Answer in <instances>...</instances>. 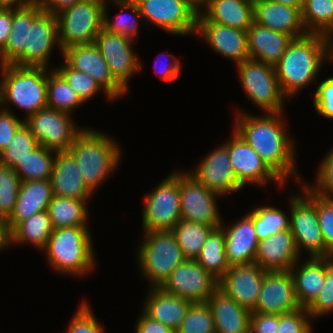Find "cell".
I'll use <instances>...</instances> for the list:
<instances>
[{
	"mask_svg": "<svg viewBox=\"0 0 333 333\" xmlns=\"http://www.w3.org/2000/svg\"><path fill=\"white\" fill-rule=\"evenodd\" d=\"M59 45L58 21L55 14L43 11L40 3L13 9L11 33L0 51V66L46 67L53 48Z\"/></svg>",
	"mask_w": 333,
	"mask_h": 333,
	"instance_id": "6da1fadb",
	"label": "cell"
},
{
	"mask_svg": "<svg viewBox=\"0 0 333 333\" xmlns=\"http://www.w3.org/2000/svg\"><path fill=\"white\" fill-rule=\"evenodd\" d=\"M233 129L254 149L267 165L285 182L295 177L302 184L297 171L296 140L289 136L283 113L253 115L239 109L235 112ZM296 158V159H295ZM292 175V176H290ZM301 182V183H300Z\"/></svg>",
	"mask_w": 333,
	"mask_h": 333,
	"instance_id": "7a4b0ae2",
	"label": "cell"
},
{
	"mask_svg": "<svg viewBox=\"0 0 333 333\" xmlns=\"http://www.w3.org/2000/svg\"><path fill=\"white\" fill-rule=\"evenodd\" d=\"M332 60L331 38L311 34L293 39L274 66L280 89L288 99L306 88L319 74L324 61ZM312 82V83H311Z\"/></svg>",
	"mask_w": 333,
	"mask_h": 333,
	"instance_id": "3957f363",
	"label": "cell"
},
{
	"mask_svg": "<svg viewBox=\"0 0 333 333\" xmlns=\"http://www.w3.org/2000/svg\"><path fill=\"white\" fill-rule=\"evenodd\" d=\"M120 144L109 134L83 128L68 149L78 164L87 187L95 193L107 177L117 170L121 162Z\"/></svg>",
	"mask_w": 333,
	"mask_h": 333,
	"instance_id": "277c9868",
	"label": "cell"
},
{
	"mask_svg": "<svg viewBox=\"0 0 333 333\" xmlns=\"http://www.w3.org/2000/svg\"><path fill=\"white\" fill-rule=\"evenodd\" d=\"M92 239L89 226L54 229L43 252L55 272L86 277L96 268Z\"/></svg>",
	"mask_w": 333,
	"mask_h": 333,
	"instance_id": "5b68a950",
	"label": "cell"
},
{
	"mask_svg": "<svg viewBox=\"0 0 333 333\" xmlns=\"http://www.w3.org/2000/svg\"><path fill=\"white\" fill-rule=\"evenodd\" d=\"M0 106L9 110V104L25 110L24 120L47 107L48 68L0 66ZM9 103V104H8Z\"/></svg>",
	"mask_w": 333,
	"mask_h": 333,
	"instance_id": "8992f818",
	"label": "cell"
},
{
	"mask_svg": "<svg viewBox=\"0 0 333 333\" xmlns=\"http://www.w3.org/2000/svg\"><path fill=\"white\" fill-rule=\"evenodd\" d=\"M137 248L138 268L150 282L149 288H160L172 271L186 258L172 231H143Z\"/></svg>",
	"mask_w": 333,
	"mask_h": 333,
	"instance_id": "52a82bcc",
	"label": "cell"
},
{
	"mask_svg": "<svg viewBox=\"0 0 333 333\" xmlns=\"http://www.w3.org/2000/svg\"><path fill=\"white\" fill-rule=\"evenodd\" d=\"M106 0H82L58 13L59 51L74 45L95 43L103 29V6Z\"/></svg>",
	"mask_w": 333,
	"mask_h": 333,
	"instance_id": "ba28073f",
	"label": "cell"
},
{
	"mask_svg": "<svg viewBox=\"0 0 333 333\" xmlns=\"http://www.w3.org/2000/svg\"><path fill=\"white\" fill-rule=\"evenodd\" d=\"M301 189L302 195L293 193L289 203L290 231L294 236L298 253L302 256L301 252L305 250L309 257H331L326 252L322 231L319 227L316 194L304 184L301 185Z\"/></svg>",
	"mask_w": 333,
	"mask_h": 333,
	"instance_id": "9c48e42d",
	"label": "cell"
},
{
	"mask_svg": "<svg viewBox=\"0 0 333 333\" xmlns=\"http://www.w3.org/2000/svg\"><path fill=\"white\" fill-rule=\"evenodd\" d=\"M236 66L247 100L256 104L263 113L285 112L287 98L280 89L273 65L249 58Z\"/></svg>",
	"mask_w": 333,
	"mask_h": 333,
	"instance_id": "30bf717a",
	"label": "cell"
},
{
	"mask_svg": "<svg viewBox=\"0 0 333 333\" xmlns=\"http://www.w3.org/2000/svg\"><path fill=\"white\" fill-rule=\"evenodd\" d=\"M146 194L142 209L143 231H172L181 220L179 171H173Z\"/></svg>",
	"mask_w": 333,
	"mask_h": 333,
	"instance_id": "8fae6325",
	"label": "cell"
},
{
	"mask_svg": "<svg viewBox=\"0 0 333 333\" xmlns=\"http://www.w3.org/2000/svg\"><path fill=\"white\" fill-rule=\"evenodd\" d=\"M71 116L68 112L45 107L25 119L24 123L39 145L55 152H68L77 135L83 130Z\"/></svg>",
	"mask_w": 333,
	"mask_h": 333,
	"instance_id": "7c38bea8",
	"label": "cell"
},
{
	"mask_svg": "<svg viewBox=\"0 0 333 333\" xmlns=\"http://www.w3.org/2000/svg\"><path fill=\"white\" fill-rule=\"evenodd\" d=\"M134 1L145 24L156 25L173 35H196L198 14L189 5L188 0Z\"/></svg>",
	"mask_w": 333,
	"mask_h": 333,
	"instance_id": "4fadbf2b",
	"label": "cell"
},
{
	"mask_svg": "<svg viewBox=\"0 0 333 333\" xmlns=\"http://www.w3.org/2000/svg\"><path fill=\"white\" fill-rule=\"evenodd\" d=\"M181 220H188L220 228L224 220L220 216L217 198L221 195L207 189L189 172L179 171Z\"/></svg>",
	"mask_w": 333,
	"mask_h": 333,
	"instance_id": "5bb4252c",
	"label": "cell"
},
{
	"mask_svg": "<svg viewBox=\"0 0 333 333\" xmlns=\"http://www.w3.org/2000/svg\"><path fill=\"white\" fill-rule=\"evenodd\" d=\"M230 136L224 144L228 149L232 170L242 188L246 184L264 187L269 182H275L282 189L286 186L285 182L234 129Z\"/></svg>",
	"mask_w": 333,
	"mask_h": 333,
	"instance_id": "9a60e30c",
	"label": "cell"
},
{
	"mask_svg": "<svg viewBox=\"0 0 333 333\" xmlns=\"http://www.w3.org/2000/svg\"><path fill=\"white\" fill-rule=\"evenodd\" d=\"M218 282L195 260L186 259L172 271L160 288L192 303H207L218 288Z\"/></svg>",
	"mask_w": 333,
	"mask_h": 333,
	"instance_id": "2e32d148",
	"label": "cell"
},
{
	"mask_svg": "<svg viewBox=\"0 0 333 333\" xmlns=\"http://www.w3.org/2000/svg\"><path fill=\"white\" fill-rule=\"evenodd\" d=\"M134 40L108 32L97 34L95 44L109 66L113 78L128 92V81L142 70V63L132 48Z\"/></svg>",
	"mask_w": 333,
	"mask_h": 333,
	"instance_id": "e0dca14e",
	"label": "cell"
},
{
	"mask_svg": "<svg viewBox=\"0 0 333 333\" xmlns=\"http://www.w3.org/2000/svg\"><path fill=\"white\" fill-rule=\"evenodd\" d=\"M62 56L71 68L88 74L98 82L114 100L128 93L113 78L108 64L95 43L67 47L62 51Z\"/></svg>",
	"mask_w": 333,
	"mask_h": 333,
	"instance_id": "ac0fdd59",
	"label": "cell"
},
{
	"mask_svg": "<svg viewBox=\"0 0 333 333\" xmlns=\"http://www.w3.org/2000/svg\"><path fill=\"white\" fill-rule=\"evenodd\" d=\"M196 166L188 172L207 189L222 197L242 189L232 170L228 149L224 143L210 151Z\"/></svg>",
	"mask_w": 333,
	"mask_h": 333,
	"instance_id": "d6986e66",
	"label": "cell"
},
{
	"mask_svg": "<svg viewBox=\"0 0 333 333\" xmlns=\"http://www.w3.org/2000/svg\"><path fill=\"white\" fill-rule=\"evenodd\" d=\"M301 308L289 270L266 271L256 308L252 313L285 314Z\"/></svg>",
	"mask_w": 333,
	"mask_h": 333,
	"instance_id": "ffe728a7",
	"label": "cell"
},
{
	"mask_svg": "<svg viewBox=\"0 0 333 333\" xmlns=\"http://www.w3.org/2000/svg\"><path fill=\"white\" fill-rule=\"evenodd\" d=\"M266 271L256 262L230 266L218 287L241 307L253 312L260 295Z\"/></svg>",
	"mask_w": 333,
	"mask_h": 333,
	"instance_id": "44dd1931",
	"label": "cell"
},
{
	"mask_svg": "<svg viewBox=\"0 0 333 333\" xmlns=\"http://www.w3.org/2000/svg\"><path fill=\"white\" fill-rule=\"evenodd\" d=\"M196 35L200 36L218 55L237 64L250 58L246 30L211 21H197Z\"/></svg>",
	"mask_w": 333,
	"mask_h": 333,
	"instance_id": "7402d4cb",
	"label": "cell"
},
{
	"mask_svg": "<svg viewBox=\"0 0 333 333\" xmlns=\"http://www.w3.org/2000/svg\"><path fill=\"white\" fill-rule=\"evenodd\" d=\"M225 235V251L229 266L255 262L258 248V236L253 219L246 213L234 224L220 227Z\"/></svg>",
	"mask_w": 333,
	"mask_h": 333,
	"instance_id": "603a6c76",
	"label": "cell"
},
{
	"mask_svg": "<svg viewBox=\"0 0 333 333\" xmlns=\"http://www.w3.org/2000/svg\"><path fill=\"white\" fill-rule=\"evenodd\" d=\"M301 8L265 0L253 5V22L288 34L293 39L300 38L308 34L302 22Z\"/></svg>",
	"mask_w": 333,
	"mask_h": 333,
	"instance_id": "cb8c5ba5",
	"label": "cell"
},
{
	"mask_svg": "<svg viewBox=\"0 0 333 333\" xmlns=\"http://www.w3.org/2000/svg\"><path fill=\"white\" fill-rule=\"evenodd\" d=\"M300 257L289 229L259 241L255 262L265 271H286L290 270Z\"/></svg>",
	"mask_w": 333,
	"mask_h": 333,
	"instance_id": "d4e9b609",
	"label": "cell"
},
{
	"mask_svg": "<svg viewBox=\"0 0 333 333\" xmlns=\"http://www.w3.org/2000/svg\"><path fill=\"white\" fill-rule=\"evenodd\" d=\"M54 196L88 201L94 193L87 187L79 167L69 152H57L51 175Z\"/></svg>",
	"mask_w": 333,
	"mask_h": 333,
	"instance_id": "484cf974",
	"label": "cell"
},
{
	"mask_svg": "<svg viewBox=\"0 0 333 333\" xmlns=\"http://www.w3.org/2000/svg\"><path fill=\"white\" fill-rule=\"evenodd\" d=\"M215 333H250L251 314L219 287L209 297Z\"/></svg>",
	"mask_w": 333,
	"mask_h": 333,
	"instance_id": "4316f807",
	"label": "cell"
},
{
	"mask_svg": "<svg viewBox=\"0 0 333 333\" xmlns=\"http://www.w3.org/2000/svg\"><path fill=\"white\" fill-rule=\"evenodd\" d=\"M52 197L51 179L21 182L13 213L7 219L11 230L34 214L48 210Z\"/></svg>",
	"mask_w": 333,
	"mask_h": 333,
	"instance_id": "83f0119b",
	"label": "cell"
},
{
	"mask_svg": "<svg viewBox=\"0 0 333 333\" xmlns=\"http://www.w3.org/2000/svg\"><path fill=\"white\" fill-rule=\"evenodd\" d=\"M148 291L142 311L176 332L192 302L166 293L161 288H150Z\"/></svg>",
	"mask_w": 333,
	"mask_h": 333,
	"instance_id": "f1b7e54d",
	"label": "cell"
},
{
	"mask_svg": "<svg viewBox=\"0 0 333 333\" xmlns=\"http://www.w3.org/2000/svg\"><path fill=\"white\" fill-rule=\"evenodd\" d=\"M298 261L289 271L294 280L297 300L301 308H308L324 287L326 276V258L308 257Z\"/></svg>",
	"mask_w": 333,
	"mask_h": 333,
	"instance_id": "f546056e",
	"label": "cell"
},
{
	"mask_svg": "<svg viewBox=\"0 0 333 333\" xmlns=\"http://www.w3.org/2000/svg\"><path fill=\"white\" fill-rule=\"evenodd\" d=\"M250 59L275 66L293 38L253 22L247 30Z\"/></svg>",
	"mask_w": 333,
	"mask_h": 333,
	"instance_id": "4dcf8cb0",
	"label": "cell"
},
{
	"mask_svg": "<svg viewBox=\"0 0 333 333\" xmlns=\"http://www.w3.org/2000/svg\"><path fill=\"white\" fill-rule=\"evenodd\" d=\"M197 21H211L247 31L253 24V5L244 0H212L198 14Z\"/></svg>",
	"mask_w": 333,
	"mask_h": 333,
	"instance_id": "1f68e13d",
	"label": "cell"
},
{
	"mask_svg": "<svg viewBox=\"0 0 333 333\" xmlns=\"http://www.w3.org/2000/svg\"><path fill=\"white\" fill-rule=\"evenodd\" d=\"M54 228L47 210L39 212L20 222L12 230V245L30 244L41 250L46 248Z\"/></svg>",
	"mask_w": 333,
	"mask_h": 333,
	"instance_id": "d6a6232c",
	"label": "cell"
},
{
	"mask_svg": "<svg viewBox=\"0 0 333 333\" xmlns=\"http://www.w3.org/2000/svg\"><path fill=\"white\" fill-rule=\"evenodd\" d=\"M87 204L88 203L83 200L53 195L47 210L53 228L89 226Z\"/></svg>",
	"mask_w": 333,
	"mask_h": 333,
	"instance_id": "836d02e7",
	"label": "cell"
},
{
	"mask_svg": "<svg viewBox=\"0 0 333 333\" xmlns=\"http://www.w3.org/2000/svg\"><path fill=\"white\" fill-rule=\"evenodd\" d=\"M110 1L122 10L121 13L115 16L114 20L108 17V4ZM124 10H126V12ZM137 18L142 20L139 7L134 0H106L103 6V28L108 32L121 34L124 37L134 40L137 38L139 29V21Z\"/></svg>",
	"mask_w": 333,
	"mask_h": 333,
	"instance_id": "e575fe53",
	"label": "cell"
},
{
	"mask_svg": "<svg viewBox=\"0 0 333 333\" xmlns=\"http://www.w3.org/2000/svg\"><path fill=\"white\" fill-rule=\"evenodd\" d=\"M195 261L218 281L229 269L225 251V235L221 228L214 229L207 237Z\"/></svg>",
	"mask_w": 333,
	"mask_h": 333,
	"instance_id": "d590c367",
	"label": "cell"
},
{
	"mask_svg": "<svg viewBox=\"0 0 333 333\" xmlns=\"http://www.w3.org/2000/svg\"><path fill=\"white\" fill-rule=\"evenodd\" d=\"M301 16L307 33L333 37V0H302Z\"/></svg>",
	"mask_w": 333,
	"mask_h": 333,
	"instance_id": "8d00e7d4",
	"label": "cell"
},
{
	"mask_svg": "<svg viewBox=\"0 0 333 333\" xmlns=\"http://www.w3.org/2000/svg\"><path fill=\"white\" fill-rule=\"evenodd\" d=\"M82 104L85 103L64 77L54 67L48 68L47 107L72 114Z\"/></svg>",
	"mask_w": 333,
	"mask_h": 333,
	"instance_id": "74e56055",
	"label": "cell"
},
{
	"mask_svg": "<svg viewBox=\"0 0 333 333\" xmlns=\"http://www.w3.org/2000/svg\"><path fill=\"white\" fill-rule=\"evenodd\" d=\"M56 154L38 144L15 168L20 181L51 179Z\"/></svg>",
	"mask_w": 333,
	"mask_h": 333,
	"instance_id": "f35d334b",
	"label": "cell"
},
{
	"mask_svg": "<svg viewBox=\"0 0 333 333\" xmlns=\"http://www.w3.org/2000/svg\"><path fill=\"white\" fill-rule=\"evenodd\" d=\"M214 229L211 226L180 220L172 229L182 253L186 259L195 260Z\"/></svg>",
	"mask_w": 333,
	"mask_h": 333,
	"instance_id": "ab89813d",
	"label": "cell"
},
{
	"mask_svg": "<svg viewBox=\"0 0 333 333\" xmlns=\"http://www.w3.org/2000/svg\"><path fill=\"white\" fill-rule=\"evenodd\" d=\"M247 214L253 219L259 241L290 229L289 214L287 215L284 210L276 206H258L251 209Z\"/></svg>",
	"mask_w": 333,
	"mask_h": 333,
	"instance_id": "60d3db41",
	"label": "cell"
},
{
	"mask_svg": "<svg viewBox=\"0 0 333 333\" xmlns=\"http://www.w3.org/2000/svg\"><path fill=\"white\" fill-rule=\"evenodd\" d=\"M37 145L38 142L31 130L23 123L14 134L10 144L0 152V164L15 169Z\"/></svg>",
	"mask_w": 333,
	"mask_h": 333,
	"instance_id": "b9f144b4",
	"label": "cell"
},
{
	"mask_svg": "<svg viewBox=\"0 0 333 333\" xmlns=\"http://www.w3.org/2000/svg\"><path fill=\"white\" fill-rule=\"evenodd\" d=\"M63 63L54 68L64 77L69 86L84 103L95 97L100 91H104L107 100L111 102L114 100L106 90L88 74L71 68L65 61H63Z\"/></svg>",
	"mask_w": 333,
	"mask_h": 333,
	"instance_id": "7bdbcfd3",
	"label": "cell"
},
{
	"mask_svg": "<svg viewBox=\"0 0 333 333\" xmlns=\"http://www.w3.org/2000/svg\"><path fill=\"white\" fill-rule=\"evenodd\" d=\"M176 333H215L212 311L207 303H192Z\"/></svg>",
	"mask_w": 333,
	"mask_h": 333,
	"instance_id": "ee69618b",
	"label": "cell"
},
{
	"mask_svg": "<svg viewBox=\"0 0 333 333\" xmlns=\"http://www.w3.org/2000/svg\"><path fill=\"white\" fill-rule=\"evenodd\" d=\"M21 181L15 169L0 164V217L13 213Z\"/></svg>",
	"mask_w": 333,
	"mask_h": 333,
	"instance_id": "f6af8a7d",
	"label": "cell"
},
{
	"mask_svg": "<svg viewBox=\"0 0 333 333\" xmlns=\"http://www.w3.org/2000/svg\"><path fill=\"white\" fill-rule=\"evenodd\" d=\"M312 319L333 312V257L326 258V276L324 287L315 301L307 308Z\"/></svg>",
	"mask_w": 333,
	"mask_h": 333,
	"instance_id": "bcb514c9",
	"label": "cell"
},
{
	"mask_svg": "<svg viewBox=\"0 0 333 333\" xmlns=\"http://www.w3.org/2000/svg\"><path fill=\"white\" fill-rule=\"evenodd\" d=\"M317 170L316 178H314L316 180L312 186L307 185V182L303 184L314 194L326 199H333V146L320 162Z\"/></svg>",
	"mask_w": 333,
	"mask_h": 333,
	"instance_id": "7dc6e473",
	"label": "cell"
},
{
	"mask_svg": "<svg viewBox=\"0 0 333 333\" xmlns=\"http://www.w3.org/2000/svg\"><path fill=\"white\" fill-rule=\"evenodd\" d=\"M70 320L66 333H105V327L99 323L88 302L78 305Z\"/></svg>",
	"mask_w": 333,
	"mask_h": 333,
	"instance_id": "c3c4849f",
	"label": "cell"
},
{
	"mask_svg": "<svg viewBox=\"0 0 333 333\" xmlns=\"http://www.w3.org/2000/svg\"><path fill=\"white\" fill-rule=\"evenodd\" d=\"M312 318L306 308L279 315L277 333H313Z\"/></svg>",
	"mask_w": 333,
	"mask_h": 333,
	"instance_id": "681fc988",
	"label": "cell"
},
{
	"mask_svg": "<svg viewBox=\"0 0 333 333\" xmlns=\"http://www.w3.org/2000/svg\"><path fill=\"white\" fill-rule=\"evenodd\" d=\"M316 207L326 252L333 257V199L316 195Z\"/></svg>",
	"mask_w": 333,
	"mask_h": 333,
	"instance_id": "f907efd6",
	"label": "cell"
},
{
	"mask_svg": "<svg viewBox=\"0 0 333 333\" xmlns=\"http://www.w3.org/2000/svg\"><path fill=\"white\" fill-rule=\"evenodd\" d=\"M312 96L316 113L326 119H333V76L319 82Z\"/></svg>",
	"mask_w": 333,
	"mask_h": 333,
	"instance_id": "816d5d0a",
	"label": "cell"
},
{
	"mask_svg": "<svg viewBox=\"0 0 333 333\" xmlns=\"http://www.w3.org/2000/svg\"><path fill=\"white\" fill-rule=\"evenodd\" d=\"M24 123L12 112L0 106V152L4 150L11 142L18 128Z\"/></svg>",
	"mask_w": 333,
	"mask_h": 333,
	"instance_id": "f5cc1de1",
	"label": "cell"
},
{
	"mask_svg": "<svg viewBox=\"0 0 333 333\" xmlns=\"http://www.w3.org/2000/svg\"><path fill=\"white\" fill-rule=\"evenodd\" d=\"M279 315L252 313L250 319V333H277Z\"/></svg>",
	"mask_w": 333,
	"mask_h": 333,
	"instance_id": "db71d44e",
	"label": "cell"
},
{
	"mask_svg": "<svg viewBox=\"0 0 333 333\" xmlns=\"http://www.w3.org/2000/svg\"><path fill=\"white\" fill-rule=\"evenodd\" d=\"M177 58L178 57L170 53L165 56L166 62L164 66H163L164 62L162 63V66L161 64L158 65L159 67L156 65L158 63L154 64L155 73L156 75H158L159 78H161V80H164L165 82H172L179 78V74L181 73L182 68H181V62Z\"/></svg>",
	"mask_w": 333,
	"mask_h": 333,
	"instance_id": "11a10c76",
	"label": "cell"
},
{
	"mask_svg": "<svg viewBox=\"0 0 333 333\" xmlns=\"http://www.w3.org/2000/svg\"><path fill=\"white\" fill-rule=\"evenodd\" d=\"M140 315L135 324V333H176L159 321L151 319L143 311Z\"/></svg>",
	"mask_w": 333,
	"mask_h": 333,
	"instance_id": "9f6ffc18",
	"label": "cell"
},
{
	"mask_svg": "<svg viewBox=\"0 0 333 333\" xmlns=\"http://www.w3.org/2000/svg\"><path fill=\"white\" fill-rule=\"evenodd\" d=\"M13 9L0 8V51L5 47L11 33Z\"/></svg>",
	"mask_w": 333,
	"mask_h": 333,
	"instance_id": "6f0895ef",
	"label": "cell"
},
{
	"mask_svg": "<svg viewBox=\"0 0 333 333\" xmlns=\"http://www.w3.org/2000/svg\"><path fill=\"white\" fill-rule=\"evenodd\" d=\"M82 0H38L43 11L57 15L65 8L73 6Z\"/></svg>",
	"mask_w": 333,
	"mask_h": 333,
	"instance_id": "680465c9",
	"label": "cell"
},
{
	"mask_svg": "<svg viewBox=\"0 0 333 333\" xmlns=\"http://www.w3.org/2000/svg\"><path fill=\"white\" fill-rule=\"evenodd\" d=\"M12 245V230L6 218L0 217V252Z\"/></svg>",
	"mask_w": 333,
	"mask_h": 333,
	"instance_id": "91938a15",
	"label": "cell"
},
{
	"mask_svg": "<svg viewBox=\"0 0 333 333\" xmlns=\"http://www.w3.org/2000/svg\"><path fill=\"white\" fill-rule=\"evenodd\" d=\"M38 0H0V8L19 9L30 6Z\"/></svg>",
	"mask_w": 333,
	"mask_h": 333,
	"instance_id": "94428289",
	"label": "cell"
},
{
	"mask_svg": "<svg viewBox=\"0 0 333 333\" xmlns=\"http://www.w3.org/2000/svg\"><path fill=\"white\" fill-rule=\"evenodd\" d=\"M212 0H188L189 5L200 14Z\"/></svg>",
	"mask_w": 333,
	"mask_h": 333,
	"instance_id": "6125c7cd",
	"label": "cell"
},
{
	"mask_svg": "<svg viewBox=\"0 0 333 333\" xmlns=\"http://www.w3.org/2000/svg\"><path fill=\"white\" fill-rule=\"evenodd\" d=\"M272 1L284 5H289L292 7H302V0H272Z\"/></svg>",
	"mask_w": 333,
	"mask_h": 333,
	"instance_id": "be15d7a7",
	"label": "cell"
},
{
	"mask_svg": "<svg viewBox=\"0 0 333 333\" xmlns=\"http://www.w3.org/2000/svg\"><path fill=\"white\" fill-rule=\"evenodd\" d=\"M244 1L251 4V5H254V4H257V3H262L265 0H244Z\"/></svg>",
	"mask_w": 333,
	"mask_h": 333,
	"instance_id": "e7e4bbea",
	"label": "cell"
},
{
	"mask_svg": "<svg viewBox=\"0 0 333 333\" xmlns=\"http://www.w3.org/2000/svg\"><path fill=\"white\" fill-rule=\"evenodd\" d=\"M331 56H332L331 62H333V38H331Z\"/></svg>",
	"mask_w": 333,
	"mask_h": 333,
	"instance_id": "03108f58",
	"label": "cell"
}]
</instances>
